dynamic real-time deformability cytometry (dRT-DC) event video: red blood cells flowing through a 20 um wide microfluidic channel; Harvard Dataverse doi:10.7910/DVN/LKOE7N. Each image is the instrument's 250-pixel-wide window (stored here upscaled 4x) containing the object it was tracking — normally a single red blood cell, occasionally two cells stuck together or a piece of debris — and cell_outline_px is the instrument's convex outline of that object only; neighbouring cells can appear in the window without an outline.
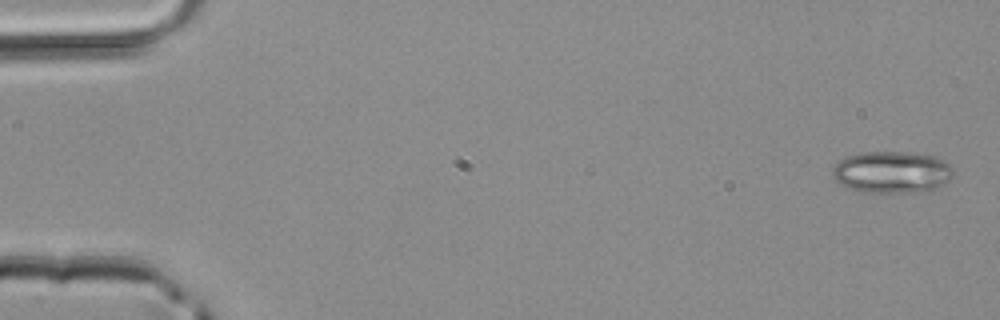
{"species": "common noctule bat (a hibernating species)", "species_latin": "Nyctalus noctula", "temperature_condition": "room temperature", "stored_images_in_passage": 5, "camera_frame_rate_fps": 3000, "um_per_image_px": 0.085, "animal": {"sex": "male", "body_mass_g": 20.4}, "frame": {"image": 1, "passage_image": 1, "time_ms": 0.0, "image_size_px": [1000, 320], "cell_outline_px": [[952, 176], [948, 180], [936, 188], [916, 192], [864, 192], [840, 184], [832, 176], [832, 168], [844, 156], [860, 152], [904, 152], [936, 156], [944, 160], [952, 168]], "centroid_in_image_um": [75.78, 14.61], "position_along_channel_um": 9.2, "area_um2": 29.3}}